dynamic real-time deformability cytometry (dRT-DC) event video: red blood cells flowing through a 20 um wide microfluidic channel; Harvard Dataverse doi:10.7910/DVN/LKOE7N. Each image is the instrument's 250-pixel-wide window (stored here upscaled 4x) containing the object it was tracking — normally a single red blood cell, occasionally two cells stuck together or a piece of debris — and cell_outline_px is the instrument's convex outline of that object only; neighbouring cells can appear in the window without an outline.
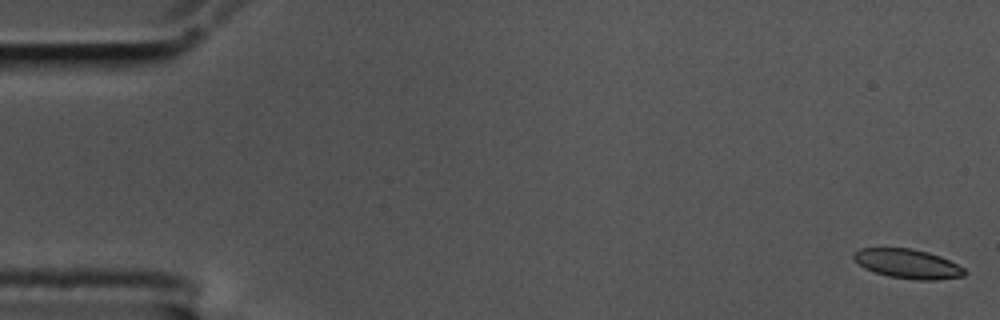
{"species": "common noctule bat (a hibernating species)", "species_latin": "Nyctalus noctula", "temperature_condition": "cold", "stored_images_in_passage": 59, "camera_frame_rate_fps": 3000, "um_per_image_px": 0.085, "animal": {"sex": "male", "body_mass_g": 17.5, "forearm_length_mm": 52.3}, "frame": {"image": 1, "passage_image": 1, "time_ms": 0.0, "image_size_px": [1000, 320], "cell_outline_px": [[968, 272], [964, 276], [936, 280], [916, 280], [888, 276], [864, 268], [852, 256], [852, 252], [860, 248], [912, 248], [928, 252], [940, 256], [964, 268]], "centroid_in_image_um": [77.16, 22.42], "position_along_channel_um": 7.8, "area_um2": 18.96}}
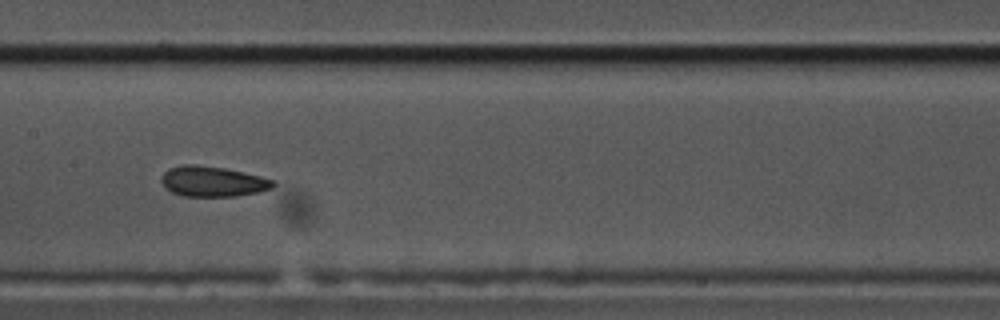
{"frame": {"image": 2, "passage_image": 29, "time_ms": 9.333, "image_size_px": [1000, 320], "cell_outline_px": [[276, 184], [272, 188], [260, 192], [236, 196], [184, 196], [172, 192], [160, 180], [164, 172], [168, 168], [184, 164], [196, 164], [224, 168], [260, 176], [276, 180]], "centroid_in_image_um": [18.11, 15.42], "position_along_channel_um": 189.3, "area_um2": 19.77}}
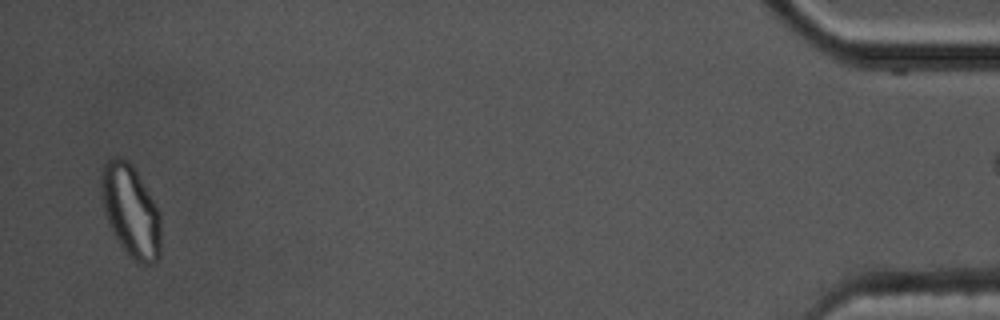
{"frame": {"image": 3, "passage_image": 57, "time_ms": 18.667, "image_size_px": [1000, 320], "cell_outline_px": [[160, 256], [156, 264], [140, 264], [132, 260], [128, 256], [112, 232], [104, 208], [100, 184], [104, 164], [112, 156], [120, 156], [128, 160], [132, 164], [156, 204], [160, 212]], "centroid_in_image_um": [11.13, 17.94], "position_along_channel_um": 424.1, "area_um2": 32.19}, "authors_computed_cell_mechanics": {"area_um2": 19.652, "velocity_mm_per_s": 3.4295, "shape_relaxation_time_tau1_ms": null, "shape_relaxation_time_tau2_ms": 1.8089, "deformation_change_tau1": null, "deformation_change_tau2": 0.0638}}